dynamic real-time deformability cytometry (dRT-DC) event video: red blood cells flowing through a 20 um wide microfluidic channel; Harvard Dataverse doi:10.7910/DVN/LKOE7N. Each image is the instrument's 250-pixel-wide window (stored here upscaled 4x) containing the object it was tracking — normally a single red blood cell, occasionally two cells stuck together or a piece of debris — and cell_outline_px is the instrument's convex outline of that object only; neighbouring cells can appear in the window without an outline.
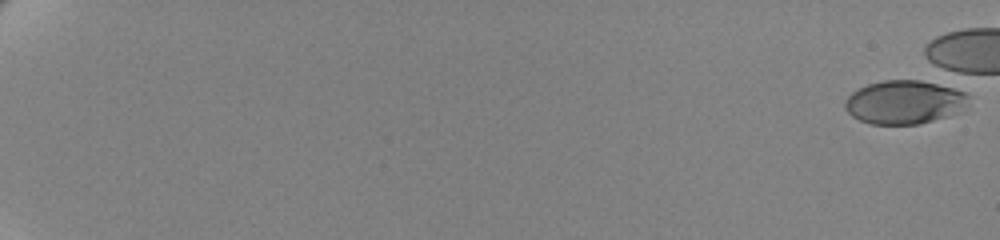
{"species": "human", "species_latin": "Homo sapiens", "temperature_condition": "cold", "stored_images_in_passage": 1, "camera_frame_rate_fps": 3000, "um_per_image_px": 0.085, "donor": {"sex": "female"}, "frame": {"image": 1, "passage_image": 1, "time_ms": 0.0, "image_size_px": [1000, 240], "cell_outline_px": [[968, 96], [944, 116], [920, 124], [872, 124], [860, 120], [852, 116], [844, 108], [844, 104], [848, 96], [852, 92], [868, 84], [884, 80], [920, 80], [944, 84], [964, 92]], "centroid_in_image_um": [76.72, 8.66], "position_along_channel_um": 8.3, "area_um2": 30.35}}